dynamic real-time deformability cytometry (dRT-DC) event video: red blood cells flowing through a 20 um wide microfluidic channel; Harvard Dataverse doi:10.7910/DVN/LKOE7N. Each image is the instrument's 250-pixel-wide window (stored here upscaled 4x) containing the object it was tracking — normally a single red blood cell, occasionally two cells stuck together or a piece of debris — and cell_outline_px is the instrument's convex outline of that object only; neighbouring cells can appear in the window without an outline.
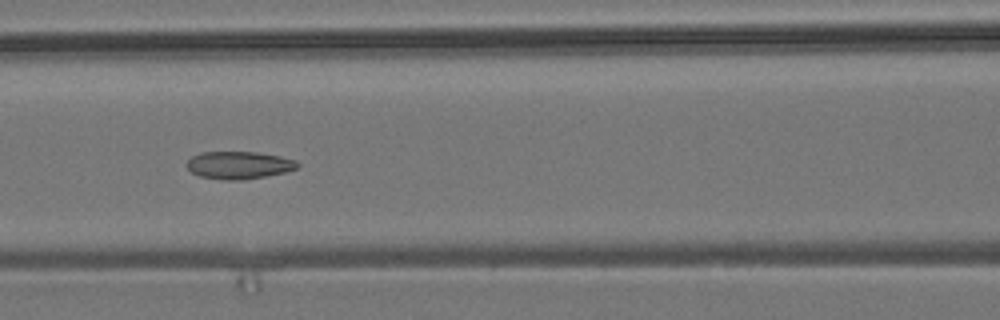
{"species": "common noctule bat (a hibernating species)", "species_latin": "Nyctalus noctula", "temperature_condition": "room temperature", "stored_images_in_passage": 10, "camera_frame_rate_fps": 3000, "um_per_image_px": 0.085, "animal": {"sex": "male", "body_mass_g": 19.2, "forearm_length_mm": 51.8}, "frame": {"image": 1, "passage_image": 7, "time_ms": 2.0, "image_size_px": [1000, 320], "cell_outline_px": [[300, 164], [296, 168], [284, 172], [268, 176], [240, 180], [224, 180], [200, 176], [192, 172], [188, 168], [188, 160], [192, 156], [200, 152], [256, 152], [280, 156], [296, 160]], "centroid_in_image_um": [20.32, 14.03], "position_along_channel_um": 146.3, "area_um2": 17.69}}
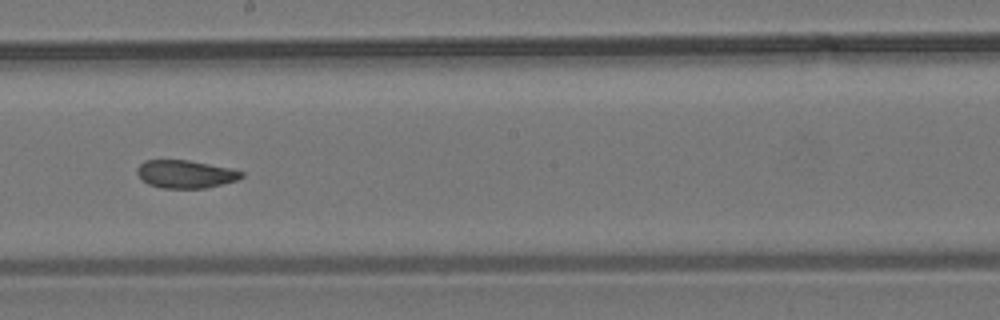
{"frame": {"image": 2, "passage_image": 9, "time_ms": 2.667, "image_size_px": [1000, 320], "cell_outline_px": [[244, 176], [236, 180], [204, 188], [160, 188], [148, 184], [140, 180], [136, 172], [136, 168], [144, 160], [188, 160], [228, 168], [244, 172]], "centroid_in_image_um": [15.69, 14.8], "position_along_channel_um": 232.5, "area_um2": 16.94}}
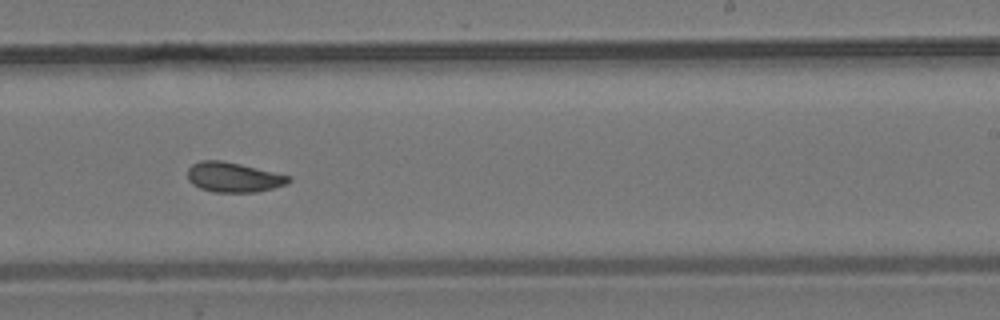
{"frame": {"image": 3, "passage_image": 10, "time_ms": 3.0, "image_size_px": [1000, 320], "cell_outline_px": [[292, 180], [284, 184], [272, 188], [256, 192], [212, 192], [200, 188], [192, 184], [188, 180], [188, 168], [192, 164], [200, 160], [220, 160], [240, 164], [292, 176]], "centroid_in_image_um": [19.82, 15.06], "position_along_channel_um": 269.2, "area_um2": 17.57}}